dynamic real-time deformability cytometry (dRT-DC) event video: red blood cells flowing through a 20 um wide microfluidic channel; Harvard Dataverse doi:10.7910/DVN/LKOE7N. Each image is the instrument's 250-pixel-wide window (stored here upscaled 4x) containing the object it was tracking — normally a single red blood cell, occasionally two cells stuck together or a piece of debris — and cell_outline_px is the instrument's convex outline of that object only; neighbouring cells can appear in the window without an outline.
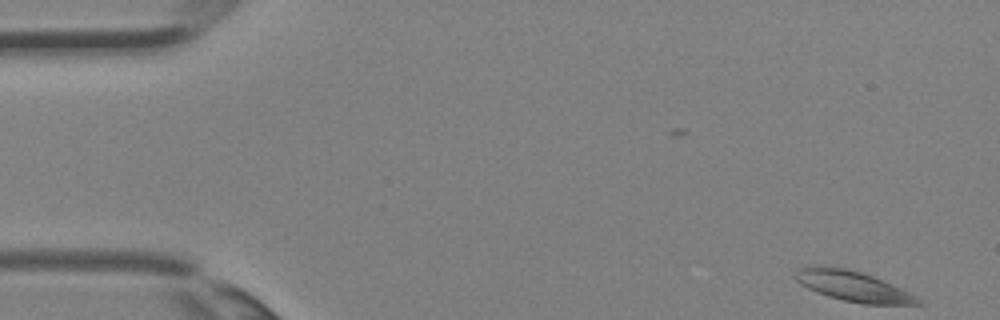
{"species": "Egyptian fruit bat (a non-hibernating species)", "species_latin": "Rousettus aegyptiacus", "temperature_condition": "room temperature", "stored_images_in_passage": 35, "camera_frame_rate_fps": 3000, "um_per_image_px": 0.085, "animal": {"sex": "female"}, "frame": {"image": 1, "passage_image": 1, "time_ms": 0.0, "image_size_px": [1000, 320], "cell_outline_px": [[920, 304], [864, 304], [844, 300], [828, 296], [808, 288], [800, 284], [792, 276], [800, 268], [844, 268], [860, 272], [872, 276], [892, 284], [916, 296], [920, 300]], "centroid_in_image_um": [72.52, 24.35], "position_along_channel_um": 12.5, "area_um2": 20.75}}
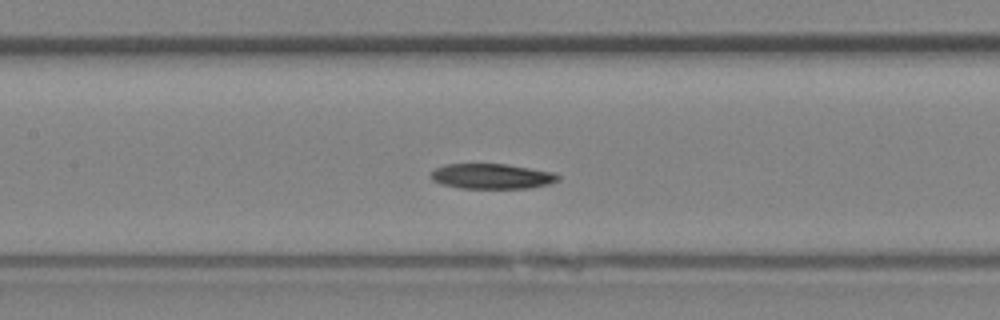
{"frame": {"image": 2, "passage_image": 16, "time_ms": 5.0, "image_size_px": [1000, 320], "cell_outline_px": [[560, 180], [548, 184], [528, 188], [460, 188], [440, 184], [432, 180], [428, 176], [436, 168], [444, 164], [504, 164], [556, 172], [560, 176]], "centroid_in_image_um": [41.8, 14.98], "position_along_channel_um": 165.6, "area_um2": 18.79}}
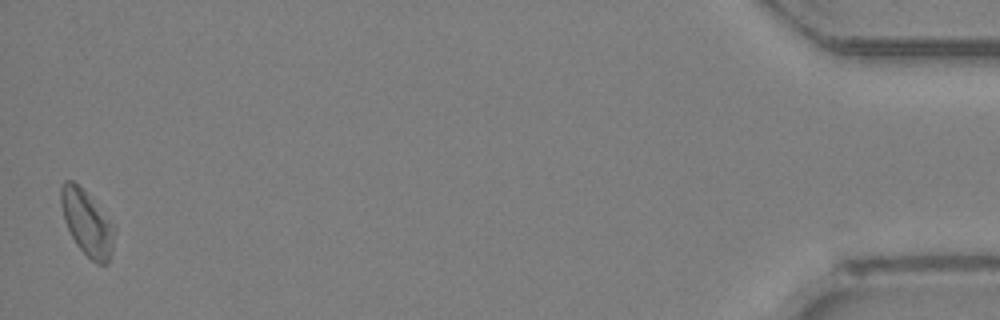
{"frame": {"image": 3, "passage_image": 35, "time_ms": 11.333, "image_size_px": [1000, 320], "cell_outline_px": [[116, 228], [112, 248], [108, 264], [96, 264], [76, 244], [64, 220], [60, 204], [60, 184], [64, 180], [72, 180], [88, 196]], "centroid_in_image_um": [7.37, 18.96], "position_along_channel_um": 427.8, "area_um2": 19.83}}